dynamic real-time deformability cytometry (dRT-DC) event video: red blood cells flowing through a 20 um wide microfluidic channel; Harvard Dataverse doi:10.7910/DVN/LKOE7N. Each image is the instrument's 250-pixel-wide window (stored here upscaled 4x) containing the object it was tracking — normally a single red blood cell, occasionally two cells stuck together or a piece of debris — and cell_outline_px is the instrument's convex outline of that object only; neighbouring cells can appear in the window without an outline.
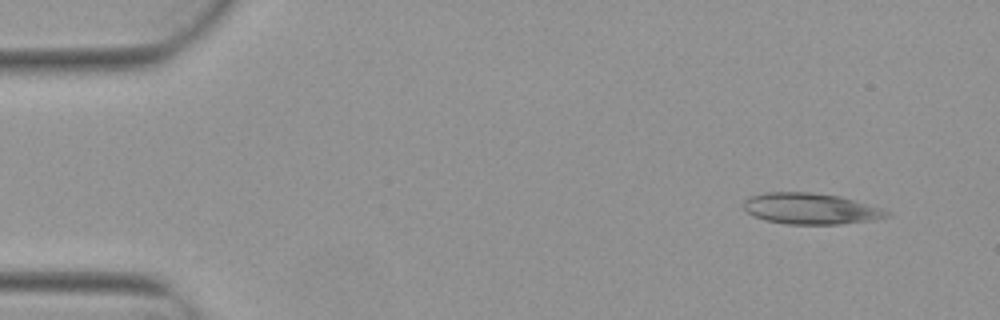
{"species": "Egyptian fruit bat (a non-hibernating species)", "species_latin": "Rousettus aegyptiacus", "temperature_condition": "warm", "stored_images_in_passage": 4, "camera_frame_rate_fps": 3000, "um_per_image_px": 0.085, "animal": {"sex": "female"}, "frame": {"image": 1, "passage_image": 1, "time_ms": 0.0, "image_size_px": [1000, 320], "cell_outline_px": [[892, 216], [872, 220], [840, 224], [788, 224], [764, 220], [752, 216], [740, 204], [748, 196], [764, 192], [808, 192], [840, 196], [880, 208], [892, 212]], "centroid_in_image_um": [68.86, 17.73], "position_along_channel_um": 16.1, "area_um2": 26.13}}
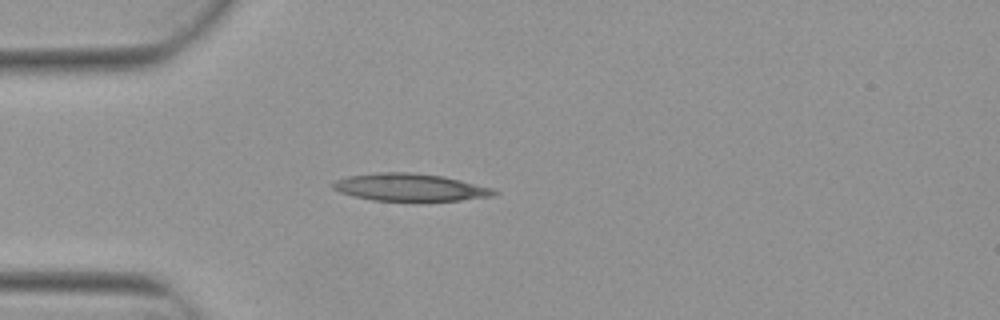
{"frame": {"image": 2, "passage_image": 4, "time_ms": 1.0, "image_size_px": [1000, 320], "cell_outline_px": [[500, 192], [496, 196], [460, 200], [372, 200], [352, 196], [340, 192], [332, 188], [332, 184], [336, 180], [348, 176], [380, 172], [408, 172], [444, 176], [496, 188]], "centroid_in_image_um": [34.92, 15.91], "position_along_channel_um": 50.1, "area_um2": 25.84}}